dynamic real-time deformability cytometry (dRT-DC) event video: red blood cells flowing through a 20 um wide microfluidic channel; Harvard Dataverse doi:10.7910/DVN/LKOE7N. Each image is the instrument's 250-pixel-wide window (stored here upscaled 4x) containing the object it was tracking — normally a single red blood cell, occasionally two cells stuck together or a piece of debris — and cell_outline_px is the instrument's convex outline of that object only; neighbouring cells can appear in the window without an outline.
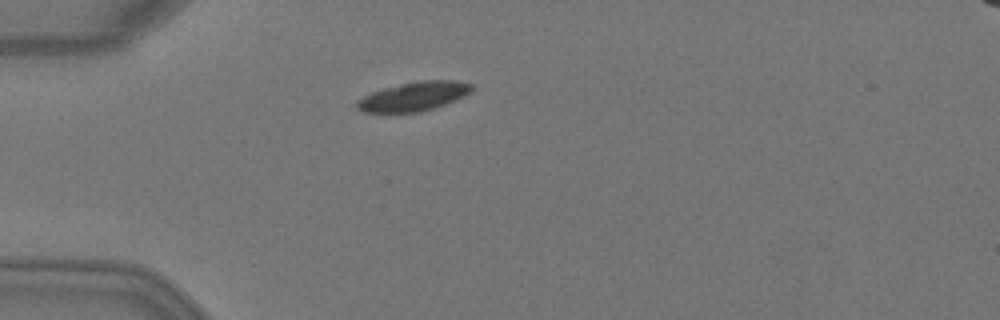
{"species": "Egyptian fruit bat (a non-hibernating species)", "species_latin": "Rousettus aegyptiacus", "temperature_condition": "warm", "stored_images_in_passage": 2, "camera_frame_rate_fps": 3000, "um_per_image_px": 0.085, "animal": {"sex": "female"}, "frame": {"image": 1, "passage_image": 1, "time_ms": 0.0, "image_size_px": [1000, 320], "cell_outline_px": [[472, 92], [464, 96], [444, 104], [420, 112], [364, 112], [356, 108], [356, 100], [372, 92], [384, 88], [400, 84], [420, 80], [452, 80], [472, 84]], "centroid_in_image_um": [35.15, 8.19], "position_along_channel_um": 49.8, "area_um2": 19.25}}